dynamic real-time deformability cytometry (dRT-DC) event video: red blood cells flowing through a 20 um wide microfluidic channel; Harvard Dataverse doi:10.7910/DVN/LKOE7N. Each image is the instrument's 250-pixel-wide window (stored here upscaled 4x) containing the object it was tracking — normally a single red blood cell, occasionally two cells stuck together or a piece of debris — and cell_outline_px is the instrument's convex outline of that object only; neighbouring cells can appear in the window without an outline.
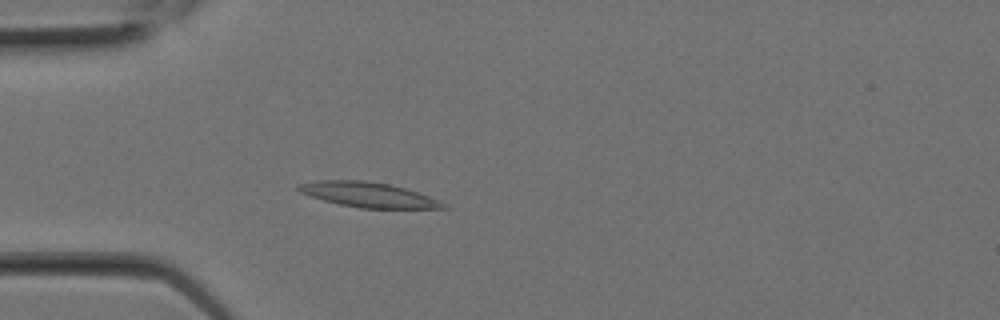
{"species": "Egyptian fruit bat (a non-hibernating species)", "species_latin": "Rousettus aegyptiacus", "temperature_condition": "room temperature", "stored_images_in_passage": 2, "camera_frame_rate_fps": 3000, "um_per_image_px": 0.085, "animal": {"sex": "female"}, "frame": {"image": 1, "passage_image": 2, "time_ms": 0.333, "image_size_px": [1000, 320], "cell_outline_px": [[452, 208], [360, 208], [340, 204], [324, 200], [300, 192], [296, 188], [296, 184], [316, 180], [364, 180], [388, 184], [404, 188], [440, 200], [448, 204]], "centroid_in_image_um": [31.31, 16.55], "position_along_channel_um": 53.7, "area_um2": 20.98}}